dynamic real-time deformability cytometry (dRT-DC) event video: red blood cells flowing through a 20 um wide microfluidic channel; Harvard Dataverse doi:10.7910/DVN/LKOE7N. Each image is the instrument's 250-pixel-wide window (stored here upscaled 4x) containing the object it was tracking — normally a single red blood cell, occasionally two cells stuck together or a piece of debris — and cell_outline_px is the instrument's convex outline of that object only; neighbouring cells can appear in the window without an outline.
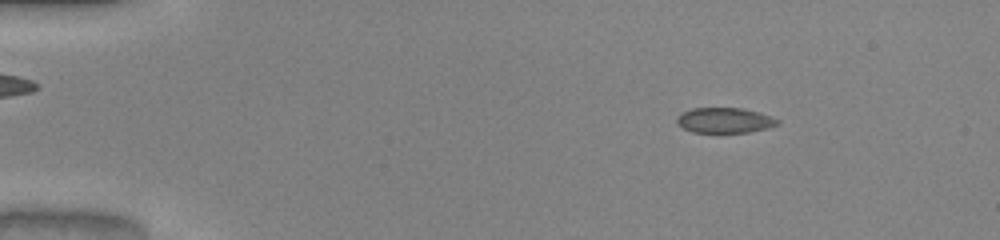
{"species": "common noctule bat (a hibernating species)", "species_latin": "Nyctalus noctula", "temperature_condition": "warm", "stored_images_in_passage": 51, "camera_frame_rate_fps": 3000, "um_per_image_px": 0.085, "animal": {"sex": "male", "body_mass_g": 20.0, "forearm_length_mm": 53.3}, "frame": {"image": 1, "passage_image": 8, "time_ms": 2.333, "image_size_px": [1000, 240], "cell_outline_px": [[780, 124], [768, 128], [748, 132], [692, 132], [676, 124], [676, 116], [680, 112], [692, 108], [744, 108], [780, 120]], "centroid_in_image_um": [61.55, 10.22], "position_along_channel_um": 23.5, "area_um2": 14.85}}
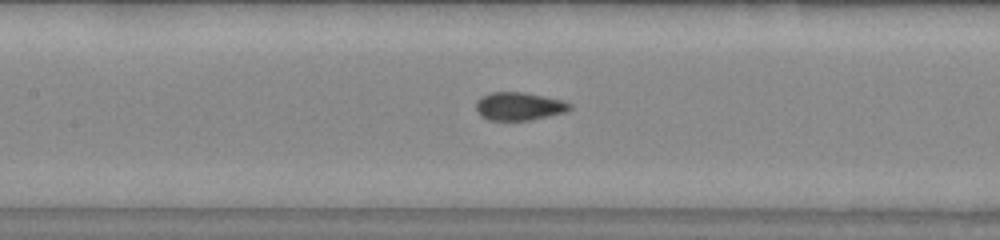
{"frame": {"image": 2, "passage_image": 25, "time_ms": 8.0, "image_size_px": [1000, 240], "cell_outline_px": [[572, 108], [568, 112], [528, 120], [488, 120], [480, 116], [476, 112], [476, 100], [480, 96], [488, 92], [524, 92], [564, 100], [572, 104]], "centroid_in_image_um": [44.11, 9.02], "position_along_channel_um": 163.3, "area_um2": 15.66}}
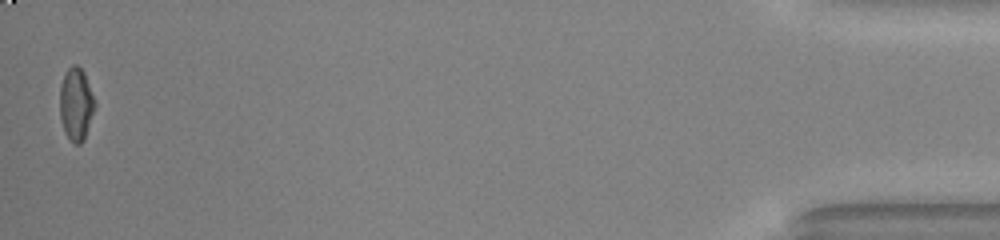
{"frame": {"image": 3, "passage_image": 51, "time_ms": 16.667, "image_size_px": [1000, 240], "cell_outline_px": [[96, 104], [84, 140], [80, 144], [76, 144], [64, 132], [60, 116], [60, 84], [68, 68], [72, 64], [76, 64], [84, 72], [96, 100]], "centroid_in_image_um": [6.48, 8.83], "position_along_channel_um": 428.7, "area_um2": 14.85}}